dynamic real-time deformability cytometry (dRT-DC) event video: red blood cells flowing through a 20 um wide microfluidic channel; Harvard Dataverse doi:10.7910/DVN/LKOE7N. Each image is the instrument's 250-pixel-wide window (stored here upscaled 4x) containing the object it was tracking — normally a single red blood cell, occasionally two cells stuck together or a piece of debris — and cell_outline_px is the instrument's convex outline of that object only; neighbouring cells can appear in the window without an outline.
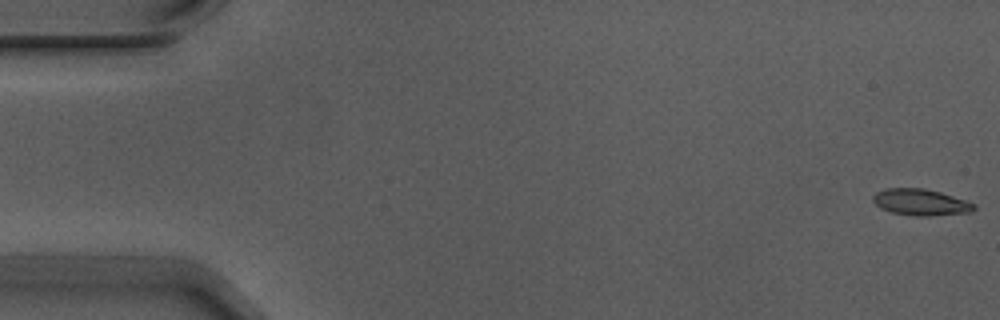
{"species": "Egyptian fruit bat (a non-hibernating species)", "species_latin": "Rousettus aegyptiacus", "temperature_condition": "warm", "stored_images_in_passage": 5, "segment_of_instrument_passage": [2, 2], "camera_frame_rate_fps": 3000, "um_per_image_px": 0.085, "animal": {"sex": "male"}, "frame": {"image": 1, "passage_image": 5, "time_ms": 1.333, "image_size_px": [1000, 320], "cell_outline_px": [[976, 208], [972, 212], [928, 216], [916, 216], [892, 212], [880, 208], [872, 200], [872, 196], [876, 192], [888, 188], [924, 188], [940, 192], [976, 204]], "centroid_in_image_um": [78.26, 17.19], "position_along_channel_um": 6.7, "area_um2": 15.49}}